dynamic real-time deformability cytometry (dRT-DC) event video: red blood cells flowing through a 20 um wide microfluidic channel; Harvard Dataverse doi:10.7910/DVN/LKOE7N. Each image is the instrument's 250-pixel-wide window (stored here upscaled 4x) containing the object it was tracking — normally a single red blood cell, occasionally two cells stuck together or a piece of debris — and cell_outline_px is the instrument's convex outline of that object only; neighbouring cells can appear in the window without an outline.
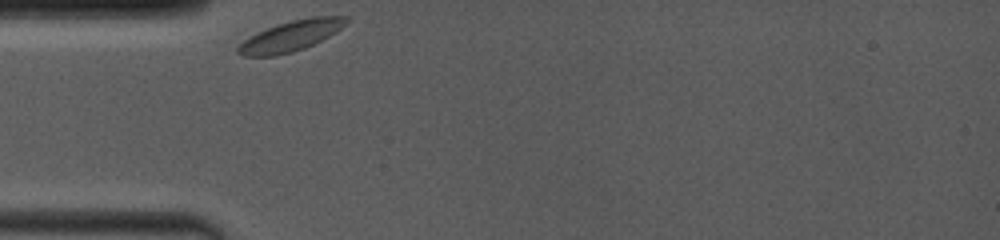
{"species": "common noctule bat (a hibernating species)", "species_latin": "Nyctalus noctula", "temperature_condition": "room temperature", "stored_images_in_passage": 5, "camera_frame_rate_fps": 4000, "um_per_image_px": 0.085, "animal": {"sex": "female", "body_mass_g": 19.0, "forearm_length_mm": 53.3}, "frame": {"image": 1, "passage_image": 1, "time_ms": 0.0, "image_size_px": [1000, 240], "cell_outline_px": [[352, 20], [348, 24], [336, 32], [304, 48], [292, 52], [276, 56], [244, 56], [236, 52], [236, 48], [248, 36], [268, 28], [292, 20], [312, 16], [348, 16]], "centroid_in_image_um": [24.76, 3.04], "position_along_channel_um": 60.2, "area_um2": 19.25}}
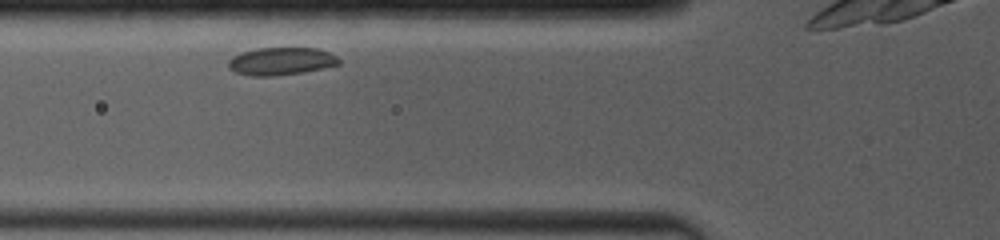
{"frame": {"image": 2, "passage_image": 3, "time_ms": 1.25, "image_size_px": [1000, 240], "cell_outline_px": [[340, 64], [324, 68], [304, 72], [272, 76], [248, 76], [236, 72], [228, 68], [228, 60], [232, 56], [240, 52], [256, 48], [320, 48], [336, 56], [340, 60]], "centroid_in_image_um": [23.87, 5.2], "position_along_channel_um": 101.9, "area_um2": 18.03}}
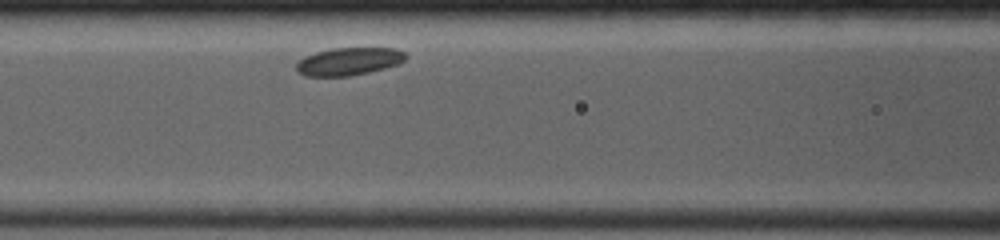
{"frame": {"image": 3, "passage_image": 5, "time_ms": 2.25, "image_size_px": [1000, 240], "cell_outline_px": [[408, 56], [400, 64], [368, 72], [348, 76], [304, 76], [296, 68], [296, 64], [304, 56], [316, 52], [332, 48], [396, 48], [404, 52]], "centroid_in_image_um": [29.67, 5.21], "position_along_channel_um": 136.9, "area_um2": 17.63}}